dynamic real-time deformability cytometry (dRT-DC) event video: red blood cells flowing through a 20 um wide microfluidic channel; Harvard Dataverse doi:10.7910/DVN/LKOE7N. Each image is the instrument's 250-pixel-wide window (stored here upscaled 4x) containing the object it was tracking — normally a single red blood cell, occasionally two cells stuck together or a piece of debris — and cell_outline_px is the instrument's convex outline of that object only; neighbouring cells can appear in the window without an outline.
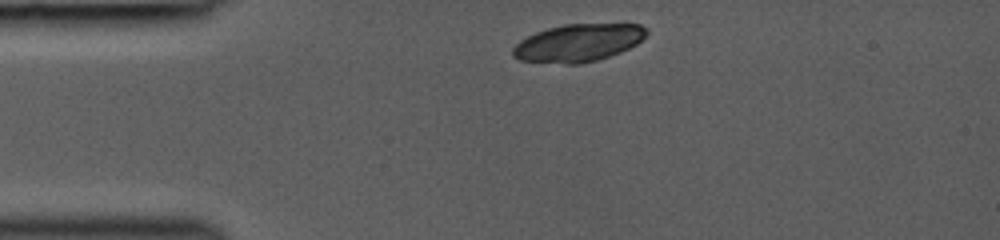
{"species": "common noctule bat (a hibernating species)", "species_latin": "Nyctalus noctula", "temperature_condition": "room temperature", "stored_images_in_passage": 33, "camera_frame_rate_fps": 3000, "um_per_image_px": 0.085, "animal": {"sex": "female", "body_mass_g": 19.0, "forearm_length_mm": 53.3}, "frame": {"image": 1, "passage_image": 1, "time_ms": 0.0, "image_size_px": [1000, 240], "cell_outline_px": [[648, 32], [636, 44], [620, 52], [596, 60], [580, 64], [568, 64], [520, 60], [512, 56], [512, 48], [520, 40], [536, 32], [548, 28], [564, 24], [640, 24], [648, 28]], "centroid_in_image_um": [49.14, 3.63], "position_along_channel_um": 35.9, "area_um2": 29.13}}
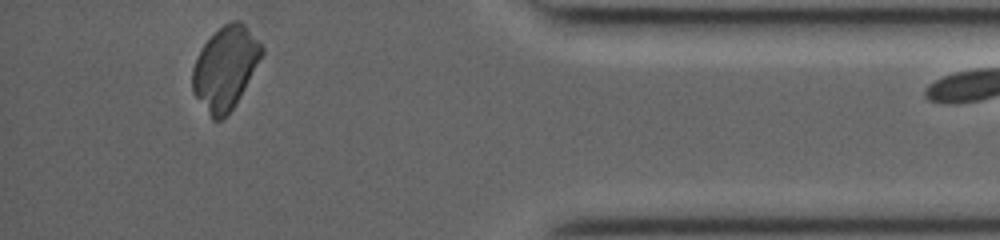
{"frame": {"image": 2, "passage_image": 31, "time_ms": 10.333, "image_size_px": [1000, 240], "cell_outline_px": [[264, 52], [244, 88], [232, 108], [220, 120], [212, 120], [192, 92], [192, 68], [204, 44], [224, 24], [232, 20], [240, 20], [260, 40], [264, 48]], "centroid_in_image_um": [19.15, 5.76], "position_along_channel_um": 416.1, "area_um2": 32.95}}